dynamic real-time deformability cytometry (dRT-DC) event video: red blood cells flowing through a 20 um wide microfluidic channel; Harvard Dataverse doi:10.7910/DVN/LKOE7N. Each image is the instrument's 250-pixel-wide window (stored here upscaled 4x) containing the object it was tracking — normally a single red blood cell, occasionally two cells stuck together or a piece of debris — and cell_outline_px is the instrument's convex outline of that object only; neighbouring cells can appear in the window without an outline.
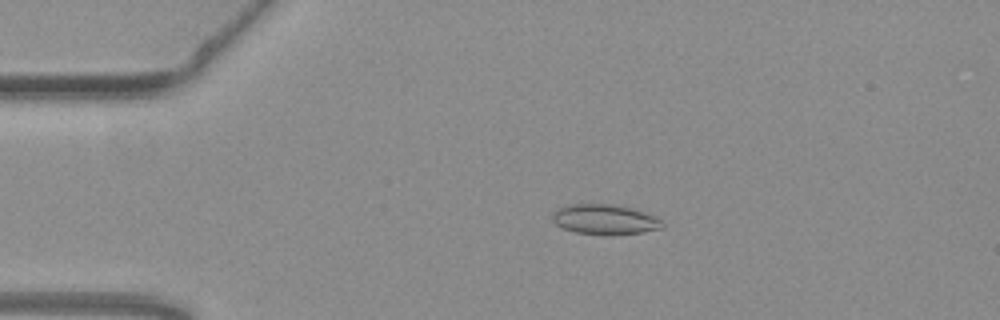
{"species": "common noctule bat (a hibernating species)", "species_latin": "Nyctalus noctula", "temperature_condition": "warm", "stored_images_in_passage": 55, "camera_frame_rate_fps": 3000, "um_per_image_px": 0.085, "animal": {"sex": "female", "body_mass_g": 19.3, "forearm_length_mm": 54.1}, "frame": {"image": 1, "passage_image": 12, "time_ms": 3.667, "image_size_px": [1000, 320], "cell_outline_px": [[664, 228], [640, 232], [604, 236], [576, 232], [564, 228], [556, 224], [552, 220], [552, 212], [560, 208], [572, 204], [608, 204], [632, 208], [656, 216], [664, 224]], "centroid_in_image_um": [51.42, 18.66], "position_along_channel_um": 33.6, "area_um2": 19.25}}
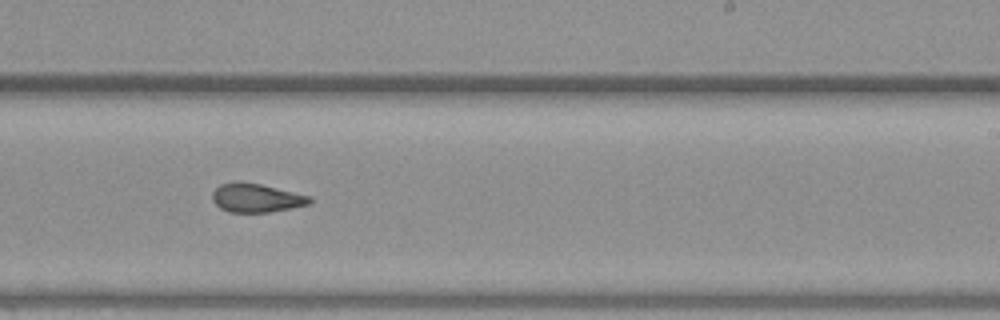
{"frame": {"image": 2, "passage_image": 34, "time_ms": 11.0, "image_size_px": [1000, 320], "cell_outline_px": [[312, 200], [308, 204], [292, 208], [268, 212], [228, 212], [220, 208], [212, 200], [212, 192], [220, 184], [236, 180], [240, 180], [260, 184], [312, 196]], "centroid_in_image_um": [21.76, 16.8], "position_along_channel_um": 267.2, "area_um2": 16.47}}
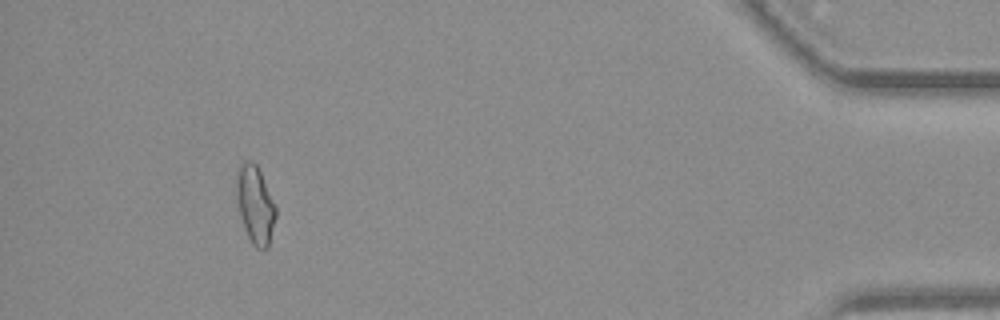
{"frame": {"image": 3, "passage_image": 51, "time_ms": 16.667, "image_size_px": [1000, 320], "cell_outline_px": [[276, 216], [268, 248], [256, 248], [252, 244], [248, 236], [240, 216], [236, 196], [236, 172], [240, 164], [244, 160], [252, 160], [256, 164], [276, 204]], "centroid_in_image_um": [21.69, 17.36], "position_along_channel_um": 413.5, "area_um2": 17.92}, "authors_computed_cell_mechanics": {"area_um2": 17.1088, "velocity_mm_per_s": 3.7712, "shape_relaxation_time_tau1_ms": null, "shape_relaxation_time_tau2_ms": 1.9613, "deformation_change_tau1": null, "deformation_change_tau2": 0.0788}}